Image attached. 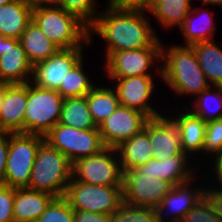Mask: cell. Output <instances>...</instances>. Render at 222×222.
Returning a JSON list of instances; mask_svg holds the SVG:
<instances>
[{
  "label": "cell",
  "instance_id": "8fae6325",
  "mask_svg": "<svg viewBox=\"0 0 222 222\" xmlns=\"http://www.w3.org/2000/svg\"><path fill=\"white\" fill-rule=\"evenodd\" d=\"M172 187L166 180L129 170L123 173V202L137 207L156 208Z\"/></svg>",
  "mask_w": 222,
  "mask_h": 222
},
{
  "label": "cell",
  "instance_id": "ac0fdd59",
  "mask_svg": "<svg viewBox=\"0 0 222 222\" xmlns=\"http://www.w3.org/2000/svg\"><path fill=\"white\" fill-rule=\"evenodd\" d=\"M32 69L19 40L6 38L4 54L0 57V80L8 84H26L31 82Z\"/></svg>",
  "mask_w": 222,
  "mask_h": 222
},
{
  "label": "cell",
  "instance_id": "d590c367",
  "mask_svg": "<svg viewBox=\"0 0 222 222\" xmlns=\"http://www.w3.org/2000/svg\"><path fill=\"white\" fill-rule=\"evenodd\" d=\"M181 222H221L211 205L203 197L181 220Z\"/></svg>",
  "mask_w": 222,
  "mask_h": 222
},
{
  "label": "cell",
  "instance_id": "6da1fadb",
  "mask_svg": "<svg viewBox=\"0 0 222 222\" xmlns=\"http://www.w3.org/2000/svg\"><path fill=\"white\" fill-rule=\"evenodd\" d=\"M144 9L127 8L107 3L89 27V42L93 33L106 43L105 59L114 52L144 47H162L158 32L152 27ZM148 16V17H147Z\"/></svg>",
  "mask_w": 222,
  "mask_h": 222
},
{
  "label": "cell",
  "instance_id": "52a82bcc",
  "mask_svg": "<svg viewBox=\"0 0 222 222\" xmlns=\"http://www.w3.org/2000/svg\"><path fill=\"white\" fill-rule=\"evenodd\" d=\"M122 189L123 186L91 185L72 178L64 197L74 211L111 215L123 202Z\"/></svg>",
  "mask_w": 222,
  "mask_h": 222
},
{
  "label": "cell",
  "instance_id": "484cf974",
  "mask_svg": "<svg viewBox=\"0 0 222 222\" xmlns=\"http://www.w3.org/2000/svg\"><path fill=\"white\" fill-rule=\"evenodd\" d=\"M193 1V0H192ZM191 0H155L147 12L156 19L165 30L182 26L183 21L192 9Z\"/></svg>",
  "mask_w": 222,
  "mask_h": 222
},
{
  "label": "cell",
  "instance_id": "e575fe53",
  "mask_svg": "<svg viewBox=\"0 0 222 222\" xmlns=\"http://www.w3.org/2000/svg\"><path fill=\"white\" fill-rule=\"evenodd\" d=\"M35 222H74V210L65 197H55Z\"/></svg>",
  "mask_w": 222,
  "mask_h": 222
},
{
  "label": "cell",
  "instance_id": "f1b7e54d",
  "mask_svg": "<svg viewBox=\"0 0 222 222\" xmlns=\"http://www.w3.org/2000/svg\"><path fill=\"white\" fill-rule=\"evenodd\" d=\"M87 103L91 112L92 119L98 127L106 118H108L119 107L115 89L108 86L96 85L87 94Z\"/></svg>",
  "mask_w": 222,
  "mask_h": 222
},
{
  "label": "cell",
  "instance_id": "f546056e",
  "mask_svg": "<svg viewBox=\"0 0 222 222\" xmlns=\"http://www.w3.org/2000/svg\"><path fill=\"white\" fill-rule=\"evenodd\" d=\"M192 99L194 103L187 109L195 116L205 122L222 119V86H210Z\"/></svg>",
  "mask_w": 222,
  "mask_h": 222
},
{
  "label": "cell",
  "instance_id": "7dc6e473",
  "mask_svg": "<svg viewBox=\"0 0 222 222\" xmlns=\"http://www.w3.org/2000/svg\"><path fill=\"white\" fill-rule=\"evenodd\" d=\"M12 0H0V7L5 5V4H8L9 2H11Z\"/></svg>",
  "mask_w": 222,
  "mask_h": 222
},
{
  "label": "cell",
  "instance_id": "44dd1931",
  "mask_svg": "<svg viewBox=\"0 0 222 222\" xmlns=\"http://www.w3.org/2000/svg\"><path fill=\"white\" fill-rule=\"evenodd\" d=\"M54 198L52 194L43 191L15 189L14 222H35Z\"/></svg>",
  "mask_w": 222,
  "mask_h": 222
},
{
  "label": "cell",
  "instance_id": "4fadbf2b",
  "mask_svg": "<svg viewBox=\"0 0 222 222\" xmlns=\"http://www.w3.org/2000/svg\"><path fill=\"white\" fill-rule=\"evenodd\" d=\"M149 118L142 112L119 105L99 126V133L105 147L117 148L144 129Z\"/></svg>",
  "mask_w": 222,
  "mask_h": 222
},
{
  "label": "cell",
  "instance_id": "836d02e7",
  "mask_svg": "<svg viewBox=\"0 0 222 222\" xmlns=\"http://www.w3.org/2000/svg\"><path fill=\"white\" fill-rule=\"evenodd\" d=\"M97 0H56V6L68 13L77 16L82 22L90 27L100 13L96 4Z\"/></svg>",
  "mask_w": 222,
  "mask_h": 222
},
{
  "label": "cell",
  "instance_id": "7a4b0ae2",
  "mask_svg": "<svg viewBox=\"0 0 222 222\" xmlns=\"http://www.w3.org/2000/svg\"><path fill=\"white\" fill-rule=\"evenodd\" d=\"M161 80L180 98L197 97L211 85L204 75L193 46L162 44Z\"/></svg>",
  "mask_w": 222,
  "mask_h": 222
},
{
  "label": "cell",
  "instance_id": "60d3db41",
  "mask_svg": "<svg viewBox=\"0 0 222 222\" xmlns=\"http://www.w3.org/2000/svg\"><path fill=\"white\" fill-rule=\"evenodd\" d=\"M212 162V163H211ZM210 163H208L211 166V169H213V174H211V172L209 173L212 176H208L205 175L206 173H203V177L206 178V180H209L210 178L207 177H211V179L213 178V181L210 180V183L221 186L222 187V156L216 157L214 159V161H211ZM214 180H216V182H214Z\"/></svg>",
  "mask_w": 222,
  "mask_h": 222
},
{
  "label": "cell",
  "instance_id": "5b68a950",
  "mask_svg": "<svg viewBox=\"0 0 222 222\" xmlns=\"http://www.w3.org/2000/svg\"><path fill=\"white\" fill-rule=\"evenodd\" d=\"M63 101L57 90L43 89L28 82L23 133L45 136L59 122Z\"/></svg>",
  "mask_w": 222,
  "mask_h": 222
},
{
  "label": "cell",
  "instance_id": "d6986e66",
  "mask_svg": "<svg viewBox=\"0 0 222 222\" xmlns=\"http://www.w3.org/2000/svg\"><path fill=\"white\" fill-rule=\"evenodd\" d=\"M27 104V83L8 84L0 110V130L23 133V121Z\"/></svg>",
  "mask_w": 222,
  "mask_h": 222
},
{
  "label": "cell",
  "instance_id": "1f68e13d",
  "mask_svg": "<svg viewBox=\"0 0 222 222\" xmlns=\"http://www.w3.org/2000/svg\"><path fill=\"white\" fill-rule=\"evenodd\" d=\"M202 153L204 158L201 159H203L204 163H207L208 159H210V163V161H213L216 157L222 156V119L206 122ZM205 159H207V161Z\"/></svg>",
  "mask_w": 222,
  "mask_h": 222
},
{
  "label": "cell",
  "instance_id": "ba28073f",
  "mask_svg": "<svg viewBox=\"0 0 222 222\" xmlns=\"http://www.w3.org/2000/svg\"><path fill=\"white\" fill-rule=\"evenodd\" d=\"M44 138L72 164L80 158L96 155L106 148L99 129L81 130L57 123Z\"/></svg>",
  "mask_w": 222,
  "mask_h": 222
},
{
  "label": "cell",
  "instance_id": "b9f144b4",
  "mask_svg": "<svg viewBox=\"0 0 222 222\" xmlns=\"http://www.w3.org/2000/svg\"><path fill=\"white\" fill-rule=\"evenodd\" d=\"M154 2L155 0H118L116 4L127 8L148 10Z\"/></svg>",
  "mask_w": 222,
  "mask_h": 222
},
{
  "label": "cell",
  "instance_id": "83f0119b",
  "mask_svg": "<svg viewBox=\"0 0 222 222\" xmlns=\"http://www.w3.org/2000/svg\"><path fill=\"white\" fill-rule=\"evenodd\" d=\"M58 123L81 130L98 129L88 107L87 95L65 98Z\"/></svg>",
  "mask_w": 222,
  "mask_h": 222
},
{
  "label": "cell",
  "instance_id": "603a6c76",
  "mask_svg": "<svg viewBox=\"0 0 222 222\" xmlns=\"http://www.w3.org/2000/svg\"><path fill=\"white\" fill-rule=\"evenodd\" d=\"M198 7H192L179 28L184 40L182 45L192 46L194 43L214 40L213 34L216 31V22H214L213 12L211 13L210 10H203L204 8Z\"/></svg>",
  "mask_w": 222,
  "mask_h": 222
},
{
  "label": "cell",
  "instance_id": "f6af8a7d",
  "mask_svg": "<svg viewBox=\"0 0 222 222\" xmlns=\"http://www.w3.org/2000/svg\"><path fill=\"white\" fill-rule=\"evenodd\" d=\"M7 85H8V83L0 80V110H1V107H2L4 92H5V89H6Z\"/></svg>",
  "mask_w": 222,
  "mask_h": 222
},
{
  "label": "cell",
  "instance_id": "f35d334b",
  "mask_svg": "<svg viewBox=\"0 0 222 222\" xmlns=\"http://www.w3.org/2000/svg\"><path fill=\"white\" fill-rule=\"evenodd\" d=\"M9 145V132L0 130V183L4 181Z\"/></svg>",
  "mask_w": 222,
  "mask_h": 222
},
{
  "label": "cell",
  "instance_id": "74e56055",
  "mask_svg": "<svg viewBox=\"0 0 222 222\" xmlns=\"http://www.w3.org/2000/svg\"><path fill=\"white\" fill-rule=\"evenodd\" d=\"M204 187V198L211 205L215 214L220 218L222 222V187L214 184V186L208 184L210 187ZM214 187V188H213ZM208 188V189H207Z\"/></svg>",
  "mask_w": 222,
  "mask_h": 222
},
{
  "label": "cell",
  "instance_id": "d4e9b609",
  "mask_svg": "<svg viewBox=\"0 0 222 222\" xmlns=\"http://www.w3.org/2000/svg\"><path fill=\"white\" fill-rule=\"evenodd\" d=\"M19 42L32 66L47 60L60 50L33 21L28 24Z\"/></svg>",
  "mask_w": 222,
  "mask_h": 222
},
{
  "label": "cell",
  "instance_id": "30bf717a",
  "mask_svg": "<svg viewBox=\"0 0 222 222\" xmlns=\"http://www.w3.org/2000/svg\"><path fill=\"white\" fill-rule=\"evenodd\" d=\"M162 47H144L111 53L103 61V69L108 78H126L132 76H154L152 67L161 78ZM160 61V62H159ZM159 62V63H157ZM160 64V65H159Z\"/></svg>",
  "mask_w": 222,
  "mask_h": 222
},
{
  "label": "cell",
  "instance_id": "c3c4849f",
  "mask_svg": "<svg viewBox=\"0 0 222 222\" xmlns=\"http://www.w3.org/2000/svg\"><path fill=\"white\" fill-rule=\"evenodd\" d=\"M118 0H108V3H116Z\"/></svg>",
  "mask_w": 222,
  "mask_h": 222
},
{
  "label": "cell",
  "instance_id": "7bdbcfd3",
  "mask_svg": "<svg viewBox=\"0 0 222 222\" xmlns=\"http://www.w3.org/2000/svg\"><path fill=\"white\" fill-rule=\"evenodd\" d=\"M32 10L38 7L55 6L56 0H22Z\"/></svg>",
  "mask_w": 222,
  "mask_h": 222
},
{
  "label": "cell",
  "instance_id": "8992f818",
  "mask_svg": "<svg viewBox=\"0 0 222 222\" xmlns=\"http://www.w3.org/2000/svg\"><path fill=\"white\" fill-rule=\"evenodd\" d=\"M45 141L38 134L9 133L8 156L4 181L9 187L28 188L39 146Z\"/></svg>",
  "mask_w": 222,
  "mask_h": 222
},
{
  "label": "cell",
  "instance_id": "2e32d148",
  "mask_svg": "<svg viewBox=\"0 0 222 222\" xmlns=\"http://www.w3.org/2000/svg\"><path fill=\"white\" fill-rule=\"evenodd\" d=\"M191 158L186 152L182 151L180 154L166 160L152 158L146 164L134 170L140 175H150L158 179L160 178L175 186L188 182L197 176L194 173L196 169L193 166L196 159Z\"/></svg>",
  "mask_w": 222,
  "mask_h": 222
},
{
  "label": "cell",
  "instance_id": "e0dca14e",
  "mask_svg": "<svg viewBox=\"0 0 222 222\" xmlns=\"http://www.w3.org/2000/svg\"><path fill=\"white\" fill-rule=\"evenodd\" d=\"M148 135L153 158L166 160L182 152L177 126L166 114L148 119Z\"/></svg>",
  "mask_w": 222,
  "mask_h": 222
},
{
  "label": "cell",
  "instance_id": "9a60e30c",
  "mask_svg": "<svg viewBox=\"0 0 222 222\" xmlns=\"http://www.w3.org/2000/svg\"><path fill=\"white\" fill-rule=\"evenodd\" d=\"M198 178L199 175L188 182L172 187L162 203L155 208L158 222H181L183 217L204 197V188L201 187L200 182H197L199 186L195 184Z\"/></svg>",
  "mask_w": 222,
  "mask_h": 222
},
{
  "label": "cell",
  "instance_id": "cb8c5ba5",
  "mask_svg": "<svg viewBox=\"0 0 222 222\" xmlns=\"http://www.w3.org/2000/svg\"><path fill=\"white\" fill-rule=\"evenodd\" d=\"M32 21V9L22 0H12L0 7V35L20 39Z\"/></svg>",
  "mask_w": 222,
  "mask_h": 222
},
{
  "label": "cell",
  "instance_id": "4316f807",
  "mask_svg": "<svg viewBox=\"0 0 222 222\" xmlns=\"http://www.w3.org/2000/svg\"><path fill=\"white\" fill-rule=\"evenodd\" d=\"M212 41L194 43L200 68L211 86H222V48Z\"/></svg>",
  "mask_w": 222,
  "mask_h": 222
},
{
  "label": "cell",
  "instance_id": "d6a6232c",
  "mask_svg": "<svg viewBox=\"0 0 222 222\" xmlns=\"http://www.w3.org/2000/svg\"><path fill=\"white\" fill-rule=\"evenodd\" d=\"M111 222H158L155 208L137 207L122 202L111 214Z\"/></svg>",
  "mask_w": 222,
  "mask_h": 222
},
{
  "label": "cell",
  "instance_id": "9c48e42d",
  "mask_svg": "<svg viewBox=\"0 0 222 222\" xmlns=\"http://www.w3.org/2000/svg\"><path fill=\"white\" fill-rule=\"evenodd\" d=\"M72 178L81 183L101 186H123L119 154L116 148L78 159L72 166Z\"/></svg>",
  "mask_w": 222,
  "mask_h": 222
},
{
  "label": "cell",
  "instance_id": "5bb4252c",
  "mask_svg": "<svg viewBox=\"0 0 222 222\" xmlns=\"http://www.w3.org/2000/svg\"><path fill=\"white\" fill-rule=\"evenodd\" d=\"M108 80L112 81L113 84L116 83L114 89L120 105L138 110L148 118L161 116L162 112L159 113L149 102L156 88L154 85L155 76L108 78Z\"/></svg>",
  "mask_w": 222,
  "mask_h": 222
},
{
  "label": "cell",
  "instance_id": "ee69618b",
  "mask_svg": "<svg viewBox=\"0 0 222 222\" xmlns=\"http://www.w3.org/2000/svg\"><path fill=\"white\" fill-rule=\"evenodd\" d=\"M201 2V6L203 7H207L208 5H214V6H218V8L220 7L222 9V0H198Z\"/></svg>",
  "mask_w": 222,
  "mask_h": 222
},
{
  "label": "cell",
  "instance_id": "8d00e7d4",
  "mask_svg": "<svg viewBox=\"0 0 222 222\" xmlns=\"http://www.w3.org/2000/svg\"><path fill=\"white\" fill-rule=\"evenodd\" d=\"M15 188L0 183V222H14Z\"/></svg>",
  "mask_w": 222,
  "mask_h": 222
},
{
  "label": "cell",
  "instance_id": "7402d4cb",
  "mask_svg": "<svg viewBox=\"0 0 222 222\" xmlns=\"http://www.w3.org/2000/svg\"><path fill=\"white\" fill-rule=\"evenodd\" d=\"M122 173L134 170L146 164L152 156V146L148 135V120L144 129L128 140L123 141L117 148Z\"/></svg>",
  "mask_w": 222,
  "mask_h": 222
},
{
  "label": "cell",
  "instance_id": "4dcf8cb0",
  "mask_svg": "<svg viewBox=\"0 0 222 222\" xmlns=\"http://www.w3.org/2000/svg\"><path fill=\"white\" fill-rule=\"evenodd\" d=\"M83 58L68 72L57 92L65 99L86 96L97 84H94L85 71ZM87 72V74H86Z\"/></svg>",
  "mask_w": 222,
  "mask_h": 222
},
{
  "label": "cell",
  "instance_id": "bcb514c9",
  "mask_svg": "<svg viewBox=\"0 0 222 222\" xmlns=\"http://www.w3.org/2000/svg\"><path fill=\"white\" fill-rule=\"evenodd\" d=\"M5 39L3 35H0V57L4 54V49H5Z\"/></svg>",
  "mask_w": 222,
  "mask_h": 222
},
{
  "label": "cell",
  "instance_id": "ab89813d",
  "mask_svg": "<svg viewBox=\"0 0 222 222\" xmlns=\"http://www.w3.org/2000/svg\"><path fill=\"white\" fill-rule=\"evenodd\" d=\"M74 222H111V215L88 211H74Z\"/></svg>",
  "mask_w": 222,
  "mask_h": 222
},
{
  "label": "cell",
  "instance_id": "ffe728a7",
  "mask_svg": "<svg viewBox=\"0 0 222 222\" xmlns=\"http://www.w3.org/2000/svg\"><path fill=\"white\" fill-rule=\"evenodd\" d=\"M174 111L176 114L173 113L171 116L168 114V116L171 117L177 126L182 151L186 152L190 157H198L199 154H202L206 122L195 116L187 109V106Z\"/></svg>",
  "mask_w": 222,
  "mask_h": 222
},
{
  "label": "cell",
  "instance_id": "7c38bea8",
  "mask_svg": "<svg viewBox=\"0 0 222 222\" xmlns=\"http://www.w3.org/2000/svg\"><path fill=\"white\" fill-rule=\"evenodd\" d=\"M85 47L60 49L32 69L31 83L43 89L58 90L68 72L84 57Z\"/></svg>",
  "mask_w": 222,
  "mask_h": 222
},
{
  "label": "cell",
  "instance_id": "277c9868",
  "mask_svg": "<svg viewBox=\"0 0 222 222\" xmlns=\"http://www.w3.org/2000/svg\"><path fill=\"white\" fill-rule=\"evenodd\" d=\"M70 160L44 141L38 148L28 189L64 197L72 180Z\"/></svg>",
  "mask_w": 222,
  "mask_h": 222
},
{
  "label": "cell",
  "instance_id": "3957f363",
  "mask_svg": "<svg viewBox=\"0 0 222 222\" xmlns=\"http://www.w3.org/2000/svg\"><path fill=\"white\" fill-rule=\"evenodd\" d=\"M32 21L60 49L88 48L91 45L89 27L56 5L33 9Z\"/></svg>",
  "mask_w": 222,
  "mask_h": 222
}]
</instances>
